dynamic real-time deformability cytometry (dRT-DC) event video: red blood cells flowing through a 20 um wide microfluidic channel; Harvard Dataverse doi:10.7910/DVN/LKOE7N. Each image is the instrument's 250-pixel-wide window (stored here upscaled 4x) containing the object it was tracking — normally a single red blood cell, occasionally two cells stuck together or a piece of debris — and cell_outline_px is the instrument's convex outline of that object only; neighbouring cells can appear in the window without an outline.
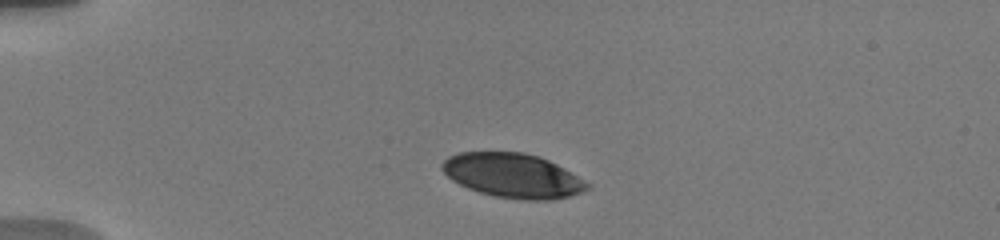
{"species": "human", "species_latin": "Homo sapiens", "temperature_condition": "warm", "stored_images_in_passage": 34, "camera_frame_rate_fps": 3000, "um_per_image_px": 0.085, "donor": {"sex": "male"}, "frame": {"image": 1, "passage_image": 1, "time_ms": 0.0, "image_size_px": [1000, 240], "cell_outline_px": [[592, 184], [588, 188], [580, 192], [568, 196], [552, 200], [524, 200], [496, 196], [480, 192], [468, 188], [452, 180], [440, 168], [440, 164], [448, 156], [460, 152], [524, 152], [540, 156], [564, 168]], "centroid_in_image_um": [43.59, 14.91], "position_along_channel_um": 41.4, "area_um2": 37.45}}
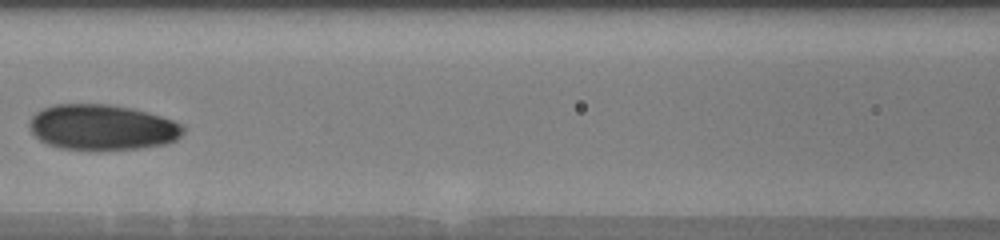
{"frame": {"image": 2, "passage_image": 14, "time_ms": 4.333, "image_size_px": [1000, 240], "cell_outline_px": [[184, 132], [176, 140], [164, 144], [136, 148], [60, 148], [48, 144], [40, 140], [32, 132], [28, 124], [32, 116], [36, 112], [44, 108], [56, 104], [112, 104], [132, 108], [160, 116], [172, 120], [180, 124], [184, 128]], "centroid_in_image_um": [8.67, 10.79], "position_along_channel_um": 157.9, "area_um2": 40.11}}
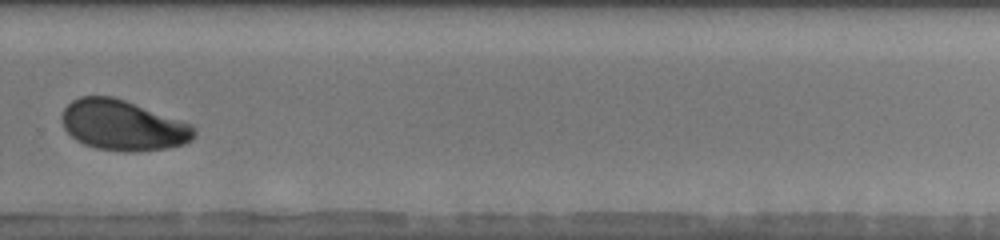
{"frame": {"image": 3, "passage_image": 23, "time_ms": 8.667, "image_size_px": [1000, 240], "cell_outline_px": [[196, 136], [192, 140], [184, 144], [168, 148], [136, 152], [124, 152], [96, 148], [84, 144], [76, 140], [64, 128], [60, 116], [64, 108], [72, 100], [80, 96], [112, 96], [124, 100], [192, 124], [196, 128]], "centroid_in_image_um": [10.45, 10.66], "position_along_channel_um": 319.3, "area_um2": 39.02}, "authors_computed_cell_mechanics": {"area_um2": 39.1306, "velocity_mm_per_s": 3.7442, "shape_relaxation_time_tau1_ms": 4.4114, "shape_relaxation_time_tau2_ms": 2.1835, "deformation_change_tau1": 0.14, "deformation_change_tau2": 0.0575}}